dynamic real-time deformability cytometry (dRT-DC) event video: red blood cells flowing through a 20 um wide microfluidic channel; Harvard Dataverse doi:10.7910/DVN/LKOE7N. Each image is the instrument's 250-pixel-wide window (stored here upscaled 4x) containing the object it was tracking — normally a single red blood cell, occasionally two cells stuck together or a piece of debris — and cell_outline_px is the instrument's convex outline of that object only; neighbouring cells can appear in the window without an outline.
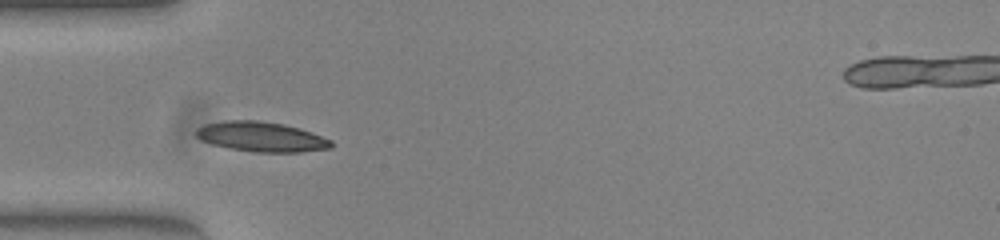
{"species": "common noctule bat (a hibernating species)", "species_latin": "Nyctalus noctula", "temperature_condition": "warm", "stored_images_in_passage": 46, "segment_of_instrument_passage": [1, 2], "camera_frame_rate_fps": 3000, "um_per_image_px": 0.085, "animal": {"sex": "female", "body_mass_g": 23.0, "forearm_length_mm": 53.4}, "frame": {"image": 1, "passage_image": 9, "time_ms": 2.667, "image_size_px": [1000, 240], "cell_outline_px": [[332, 148], [300, 152], [256, 152], [228, 148], [212, 144], [200, 140], [192, 132], [196, 128], [204, 124], [224, 120], [256, 120], [284, 124], [300, 128], [332, 140]], "centroid_in_image_um": [22.16, 11.62], "position_along_channel_um": 62.8, "area_um2": 23.76}}
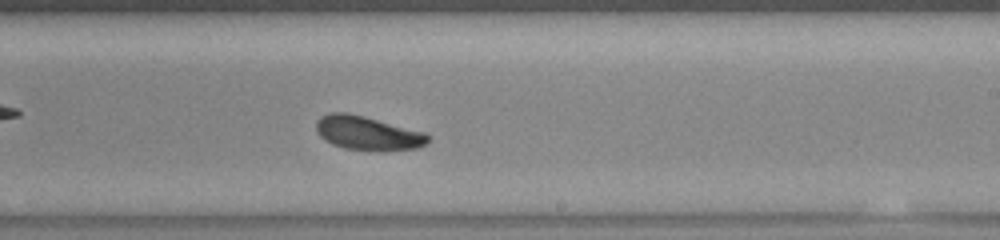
{"frame": {"image": 2, "passage_image": 24, "time_ms": 7.667, "image_size_px": [1000, 240], "cell_outline_px": [[428, 140], [424, 144], [416, 148], [384, 152], [344, 148], [332, 144], [324, 140], [316, 132], [316, 120], [320, 116], [328, 112], [344, 112], [364, 116], [424, 132], [428, 136]], "centroid_in_image_um": [31.19, 11.32], "position_along_channel_um": 257.8, "area_um2": 22.25}}
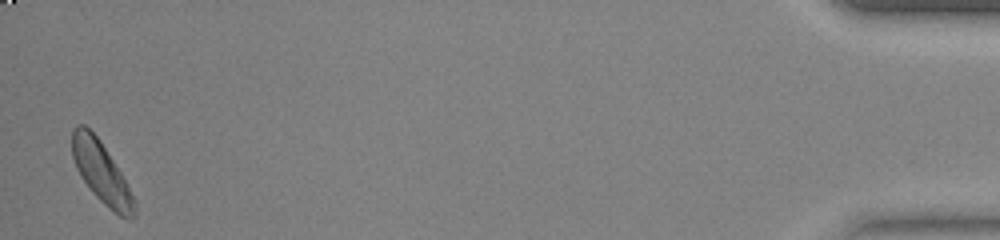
{"frame": {"image": 3, "passage_image": 44, "time_ms": 14.333, "image_size_px": [1000, 240], "cell_outline_px": [[136, 216], [132, 220], [128, 220], [120, 216], [108, 208], [92, 192], [80, 176], [76, 168], [72, 156], [72, 128], [76, 124], [84, 124], [100, 140], [120, 172], [136, 200]], "centroid_in_image_um": [8.63, 14.69], "position_along_channel_um": 426.6, "area_um2": 22.25}}